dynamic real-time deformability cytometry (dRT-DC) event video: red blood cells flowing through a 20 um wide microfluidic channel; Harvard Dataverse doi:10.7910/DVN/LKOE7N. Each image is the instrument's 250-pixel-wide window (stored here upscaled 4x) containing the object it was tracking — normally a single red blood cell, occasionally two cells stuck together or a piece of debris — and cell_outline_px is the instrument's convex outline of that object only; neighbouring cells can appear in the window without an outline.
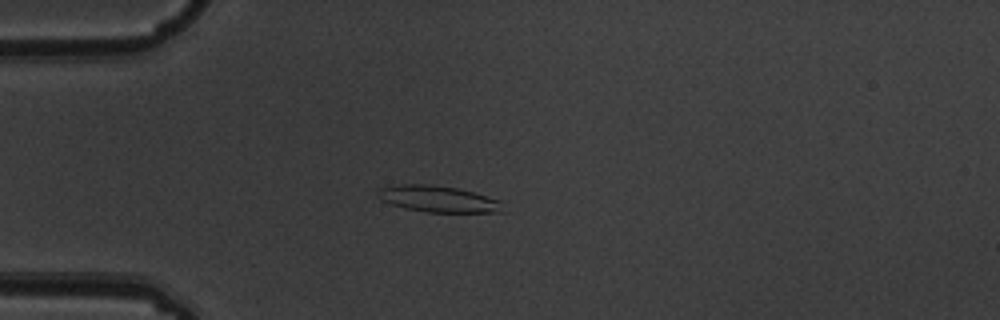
{"species": "common noctule bat (a hibernating species)", "species_latin": "Nyctalus noctula", "temperature_condition": "warm", "stored_images_in_passage": 5, "camera_frame_rate_fps": 3000, "um_per_image_px": 0.085, "animal": {"sex": "male", "body_mass_g": 19.5, "forearm_length_mm": 54.6}, "frame": {"image": 1, "passage_image": 5, "time_ms": 1.333, "image_size_px": [1000, 320], "cell_outline_px": [[504, 212], [428, 212], [404, 208], [380, 200], [376, 196], [376, 192], [380, 188], [400, 184], [424, 184], [456, 188], [472, 192], [500, 200]], "centroid_in_image_um": [37.2, 16.91], "position_along_channel_um": 47.8, "area_um2": 19.07}}